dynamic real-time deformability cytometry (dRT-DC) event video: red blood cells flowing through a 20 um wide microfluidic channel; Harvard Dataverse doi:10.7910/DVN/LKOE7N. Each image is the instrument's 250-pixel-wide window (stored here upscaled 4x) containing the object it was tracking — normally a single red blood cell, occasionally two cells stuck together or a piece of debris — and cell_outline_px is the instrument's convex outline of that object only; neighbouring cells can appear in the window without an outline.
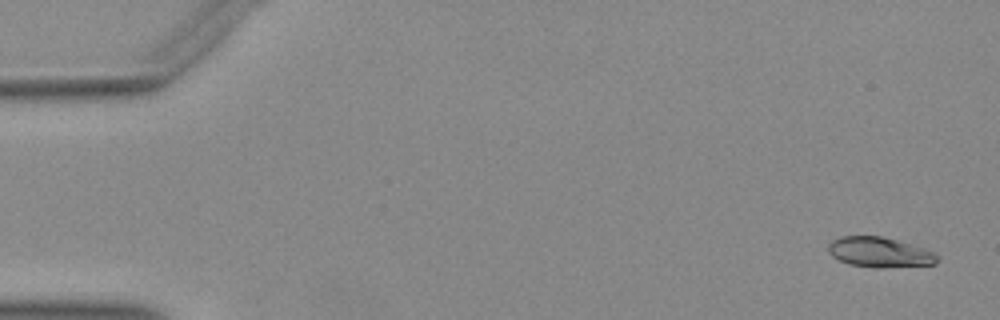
{"species": "Egyptian fruit bat (a non-hibernating species)", "species_latin": "Rousettus aegyptiacus", "temperature_condition": "warm", "stored_images_in_passage": 47, "camera_frame_rate_fps": 3000, "um_per_image_px": 0.085, "animal": {"sex": "female"}, "frame": {"image": 1, "passage_image": 2, "time_ms": 0.333, "image_size_px": [1000, 320], "cell_outline_px": [[940, 256], [936, 264], [880, 268], [876, 268], [848, 264], [832, 256], [828, 252], [828, 244], [832, 240], [840, 236], [880, 236], [896, 240], [924, 248]], "centroid_in_image_um": [74.75, 21.45], "position_along_channel_um": 10.2, "area_um2": 19.13}}
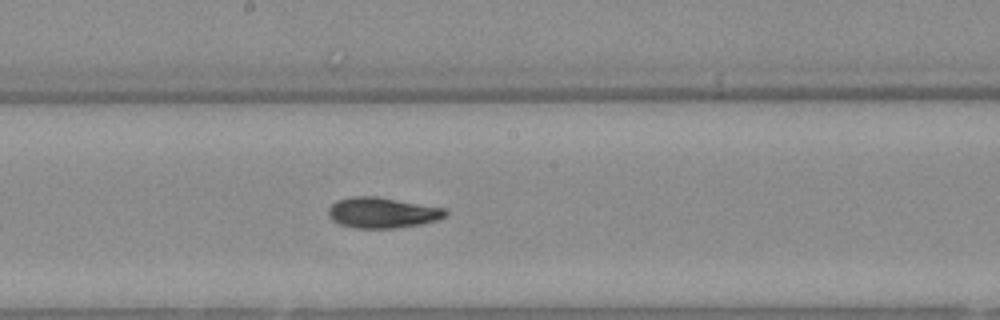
{"frame": {"image": 2, "passage_image": 28, "time_ms": 9.0, "image_size_px": [1000, 320], "cell_outline_px": [[448, 212], [444, 216], [436, 220], [420, 224], [392, 228], [352, 228], [340, 224], [332, 220], [328, 216], [328, 208], [336, 200], [352, 196], [376, 196], [444, 208]], "centroid_in_image_um": [32.44, 18.07], "position_along_channel_um": 215.8, "area_um2": 20.81}}
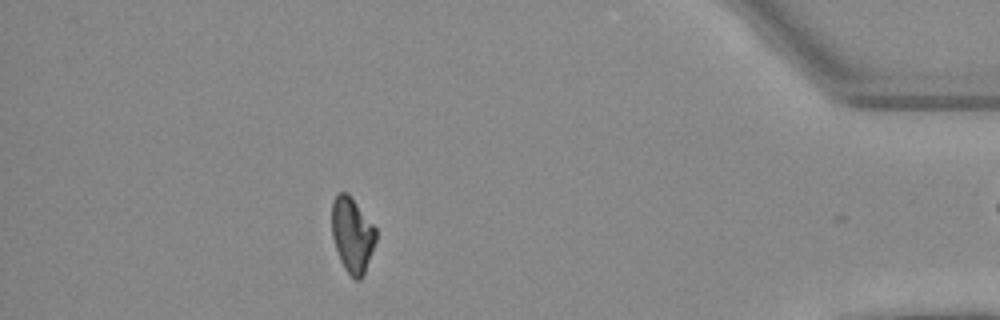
{"frame": {"image": 3, "passage_image": 46, "time_ms": 15.0, "image_size_px": [1000, 320], "cell_outline_px": [[376, 240], [364, 276], [360, 280], [356, 280], [344, 268], [340, 260], [332, 236], [332, 200], [340, 192], [348, 192], [376, 228]], "centroid_in_image_um": [29.95, 19.96], "position_along_channel_um": 405.3, "area_um2": 19.31}}